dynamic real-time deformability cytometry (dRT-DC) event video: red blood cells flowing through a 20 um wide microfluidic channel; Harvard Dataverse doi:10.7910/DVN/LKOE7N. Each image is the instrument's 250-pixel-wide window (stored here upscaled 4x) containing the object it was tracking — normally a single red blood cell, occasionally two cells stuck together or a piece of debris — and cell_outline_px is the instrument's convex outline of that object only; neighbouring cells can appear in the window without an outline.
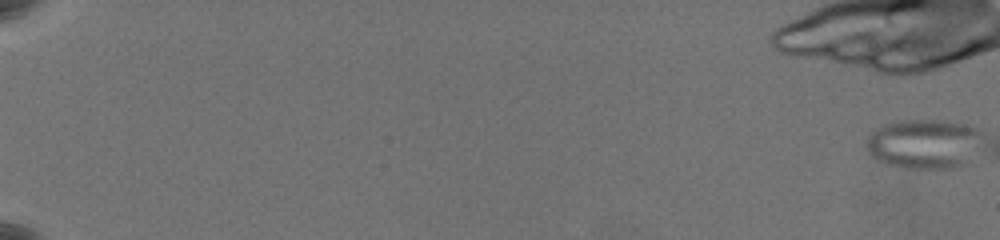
{"species": "common noctule bat (a hibernating species)", "species_latin": "Nyctalus noctula", "temperature_condition": "warm", "stored_images_in_passage": 17, "camera_frame_rate_fps": 3000, "um_per_image_px": 0.085, "animal": {"sex": "female", "body_mass_g": 19.5, "forearm_length_mm": 54.1}, "frame": {"image": 1, "passage_image": 1, "time_ms": 0.0, "image_size_px": [1000, 240], "cell_outline_px": [[976, 132], [956, 160], [952, 164], [944, 168], [908, 168], [880, 160], [872, 156], [868, 148], [868, 136], [872, 132], [880, 128], [892, 124], [952, 124], [972, 128]], "centroid_in_image_um": [78.18, 12.28], "position_along_channel_um": 6.8, "area_um2": 27.74}}